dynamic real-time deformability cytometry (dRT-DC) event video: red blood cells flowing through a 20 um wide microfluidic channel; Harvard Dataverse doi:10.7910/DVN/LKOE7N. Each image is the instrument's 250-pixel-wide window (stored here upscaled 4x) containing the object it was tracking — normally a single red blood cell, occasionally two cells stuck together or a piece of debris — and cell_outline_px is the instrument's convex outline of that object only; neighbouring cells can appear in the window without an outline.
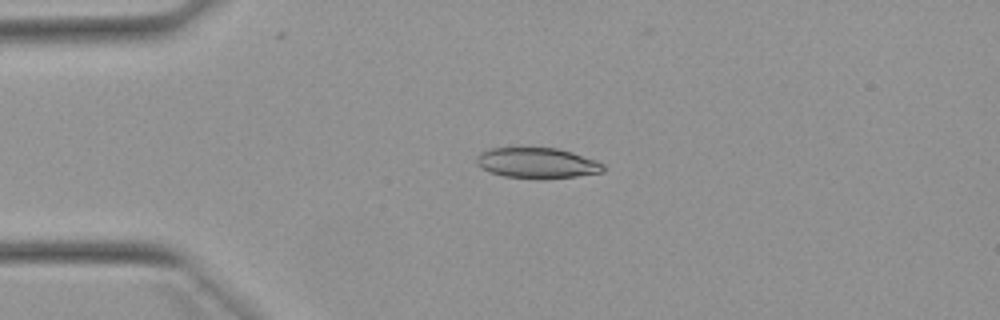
{"species": "Egyptian fruit bat (a non-hibernating species)", "species_latin": "Rousettus aegyptiacus", "temperature_condition": "warm", "stored_images_in_passage": 42, "camera_frame_rate_fps": 3000, "um_per_image_px": 0.085, "animal": {"sex": "female"}, "frame": {"image": 1, "passage_image": 2, "time_ms": 0.333, "image_size_px": [1000, 320], "cell_outline_px": [[604, 172], [576, 176], [544, 180], [536, 180], [504, 176], [488, 172], [480, 168], [476, 164], [476, 156], [480, 152], [488, 148], [556, 148], [572, 152], [596, 160], [604, 164]], "centroid_in_image_um": [45.62, 13.88], "position_along_channel_um": 39.4, "area_um2": 23.06}}
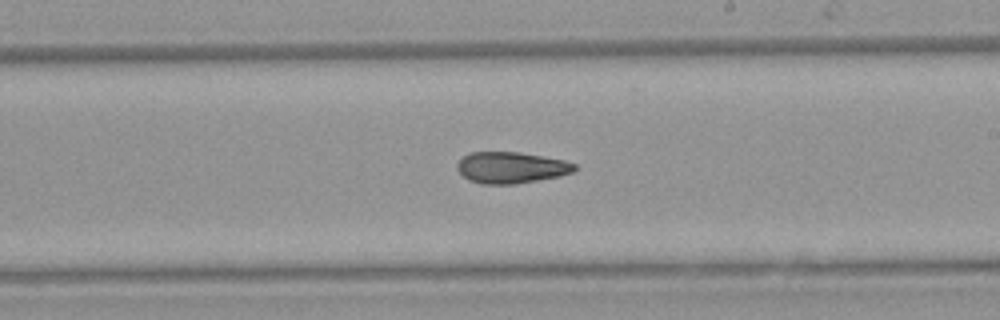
{"frame": {"image": 2, "passage_image": 20, "time_ms": 6.333, "image_size_px": [1000, 320], "cell_outline_px": [[576, 168], [572, 172], [560, 176], [516, 184], [480, 184], [468, 180], [456, 168], [456, 164], [468, 152], [520, 152], [564, 160], [576, 164]], "centroid_in_image_um": [43.43, 14.24], "position_along_channel_um": 245.6, "area_um2": 21.5}}
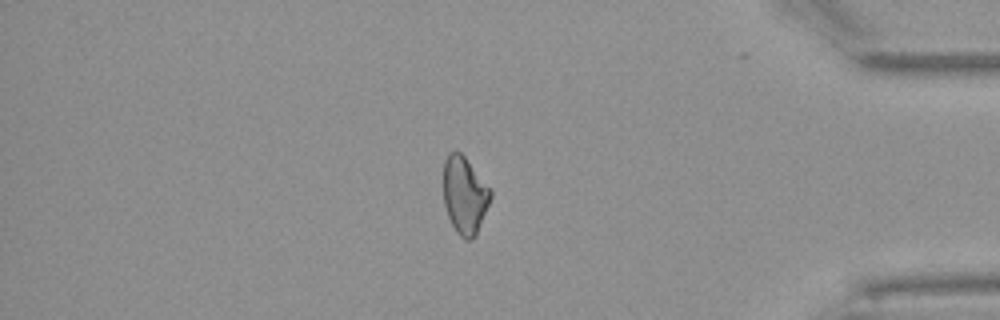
{"frame": {"image": 3, "passage_image": 34, "time_ms": 11.0, "image_size_px": [1000, 320], "cell_outline_px": [[492, 196], [476, 236], [472, 240], [464, 240], [456, 232], [448, 216], [444, 204], [444, 160], [448, 152], [460, 152], [464, 156], [492, 192]], "centroid_in_image_um": [39.49, 16.63], "position_along_channel_um": 395.7, "area_um2": 21.04}, "authors_computed_cell_mechanics": {"area_um2": 21.9062, "velocity_mm_per_s": 3.9221, "shape_relaxation_time_tau1_ms": null, "shape_relaxation_time_tau2_ms": 5.9045, "deformation_change_tau1": null, "deformation_change_tau2": 0.144}}